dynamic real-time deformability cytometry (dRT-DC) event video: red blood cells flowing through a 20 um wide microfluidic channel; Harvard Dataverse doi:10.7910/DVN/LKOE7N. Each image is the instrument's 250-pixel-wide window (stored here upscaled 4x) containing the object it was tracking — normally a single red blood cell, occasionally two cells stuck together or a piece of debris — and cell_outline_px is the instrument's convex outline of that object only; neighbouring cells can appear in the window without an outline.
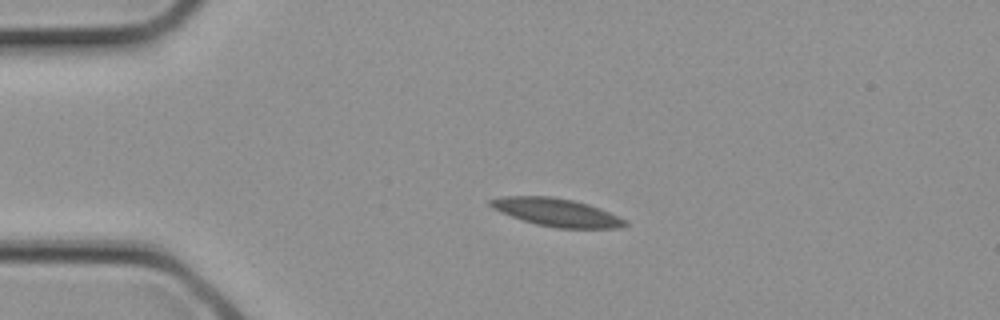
{"species": "common noctule bat (a hibernating species)", "species_latin": "Nyctalus noctula", "temperature_condition": "cold", "stored_images_in_passage": 2, "camera_frame_rate_fps": 3000, "um_per_image_px": 0.085, "animal": {"sex": "female", "body_mass_g": 21.9}, "frame": {"image": 1, "passage_image": 2, "time_ms": 0.333, "image_size_px": [1000, 320], "cell_outline_px": [[628, 224], [620, 228], [556, 228], [536, 224], [500, 212], [492, 208], [488, 204], [488, 200], [504, 196], [552, 196], [572, 200], [588, 204], [600, 208], [628, 220]], "centroid_in_image_um": [47.33, 18.05], "position_along_channel_um": 37.7, "area_um2": 21.96}}